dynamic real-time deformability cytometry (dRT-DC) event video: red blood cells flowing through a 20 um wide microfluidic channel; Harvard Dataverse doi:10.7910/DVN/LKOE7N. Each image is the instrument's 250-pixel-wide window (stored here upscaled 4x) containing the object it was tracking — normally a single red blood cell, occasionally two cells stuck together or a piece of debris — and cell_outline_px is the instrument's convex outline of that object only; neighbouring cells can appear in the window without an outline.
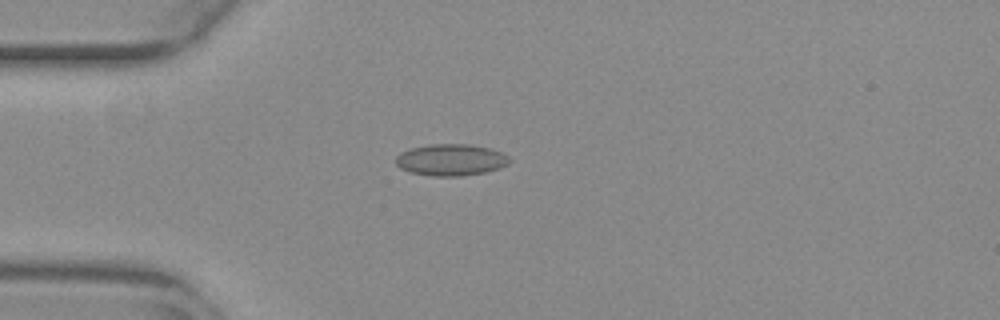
{"species": "common noctule bat (a hibernating species)", "species_latin": "Nyctalus noctula", "temperature_condition": "warm", "stored_images_in_passage": 51, "camera_frame_rate_fps": 3000, "um_per_image_px": 0.085, "animal": {"sex": "female", "body_mass_g": 29.2, "forearm_length_mm": 56.3}, "frame": {"image": 1, "passage_image": 11, "time_ms": 3.333, "image_size_px": [1000, 320], "cell_outline_px": [[512, 160], [508, 164], [484, 172], [460, 176], [432, 176], [412, 172], [400, 168], [396, 164], [396, 156], [400, 152], [412, 148], [428, 144], [468, 144], [488, 148], [500, 152], [508, 156]], "centroid_in_image_um": [38.3, 13.58], "position_along_channel_um": 46.7, "area_um2": 20.75}}
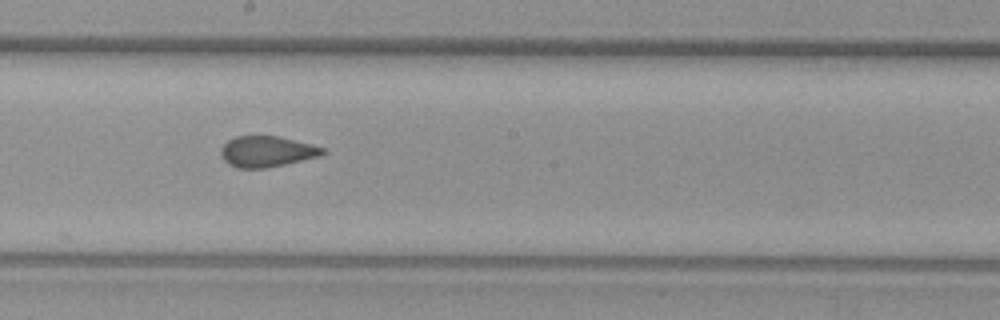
{"frame": {"image": 2, "passage_image": 26, "time_ms": 8.333, "image_size_px": [1000, 320], "cell_outline_px": [[328, 152], [320, 156], [268, 168], [236, 168], [228, 164], [224, 160], [220, 152], [224, 144], [228, 140], [236, 136], [276, 136], [312, 144], [328, 148]], "centroid_in_image_um": [22.72, 12.88], "position_along_channel_um": 225.5, "area_um2": 18.44}}
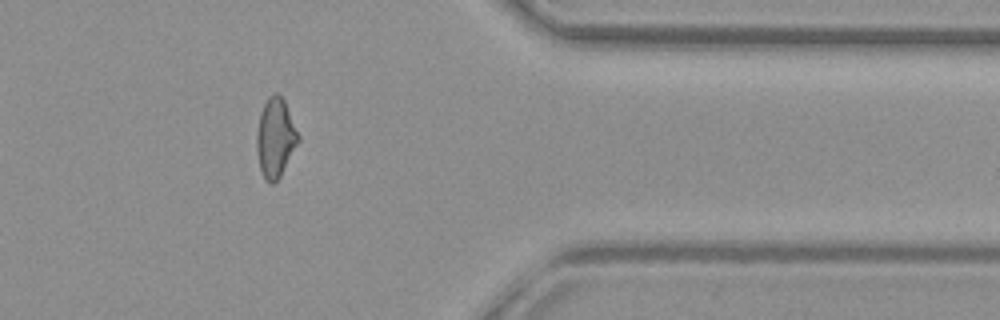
{"frame": {"image": 3, "passage_image": 40, "time_ms": 13.0, "image_size_px": [1000, 320], "cell_outline_px": [[300, 140], [280, 176], [272, 184], [268, 184], [264, 180], [260, 172], [256, 152], [256, 136], [260, 112], [268, 96], [272, 92], [276, 92], [284, 100], [300, 136]], "centroid_in_image_um": [23.39, 11.73], "position_along_channel_um": 388.0, "area_um2": 19.42}, "authors_computed_cell_mechanics": {"area_um2": 19.074, "velocity_mm_per_s": 3.8941, "shape_relaxation_time_tau1_ms": null, "shape_relaxation_time_tau2_ms": 1.0612, "deformation_change_tau1": null, "deformation_change_tau2": 0.063}}